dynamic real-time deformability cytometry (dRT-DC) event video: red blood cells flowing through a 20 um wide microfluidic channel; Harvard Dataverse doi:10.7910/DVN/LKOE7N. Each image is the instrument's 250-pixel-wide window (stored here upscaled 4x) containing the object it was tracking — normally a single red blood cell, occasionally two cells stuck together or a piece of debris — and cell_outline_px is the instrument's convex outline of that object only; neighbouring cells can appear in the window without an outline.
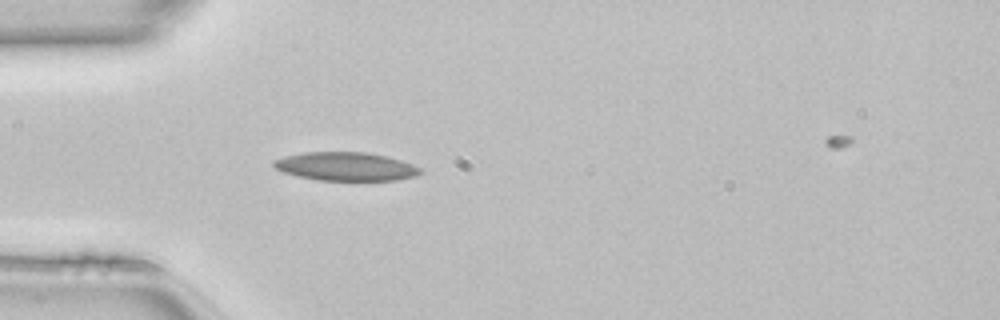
{"species": "common noctule bat (a hibernating species)", "species_latin": "Nyctalus noctula", "temperature_condition": "room temperature", "stored_images_in_passage": 35, "camera_frame_rate_fps": 3000, "um_per_image_px": 0.085, "animal": {"sex": "female", "body_mass_g": 22.7, "forearm_length_mm": 54.2}, "frame": {"image": 1, "passage_image": 1, "time_ms": 0.0, "image_size_px": [1000, 320], "cell_outline_px": [[424, 172], [416, 176], [396, 180], [316, 180], [296, 176], [284, 172], [276, 168], [272, 164], [272, 160], [284, 156], [304, 152], [368, 152], [400, 160], [412, 164], [420, 168]], "centroid_in_image_um": [29.37, 14.15], "position_along_channel_um": 55.6, "area_um2": 24.39}}
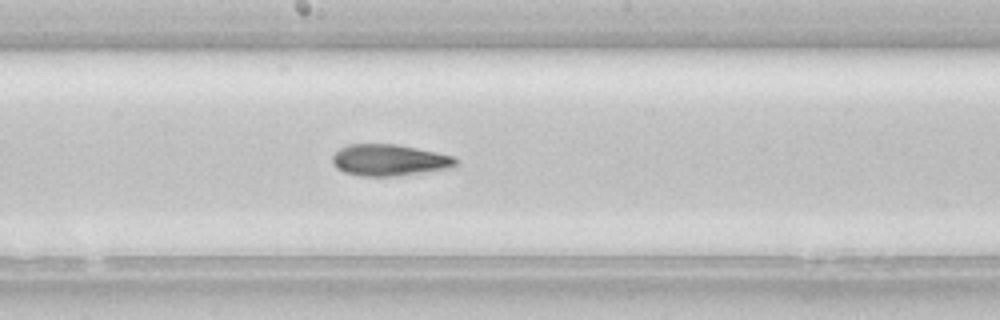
{"frame": {"image": 2, "passage_image": 13, "time_ms": 4.0, "image_size_px": [1000, 320], "cell_outline_px": [[456, 164], [452, 168], [396, 176], [360, 176], [344, 172], [336, 168], [332, 164], [332, 156], [340, 148], [348, 144], [396, 144], [436, 152], [452, 156], [456, 160]], "centroid_in_image_um": [33.05, 13.61], "position_along_channel_um": 215.2, "area_um2": 22.6}}
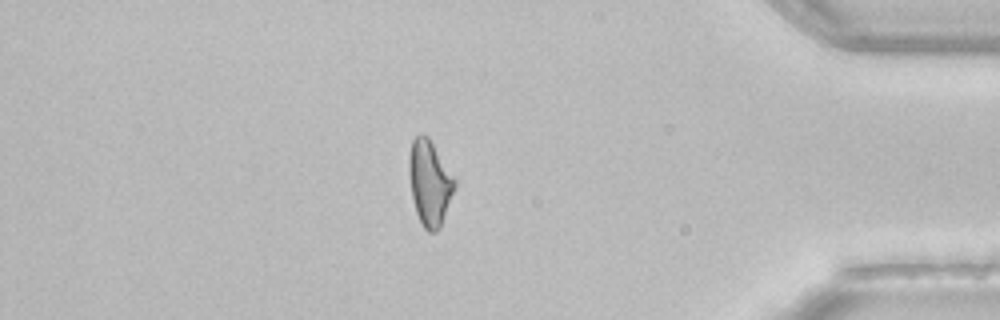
{"frame": {"image": 3, "passage_image": 29, "time_ms": 9.333, "image_size_px": [1000, 320], "cell_outline_px": [[456, 184], [440, 228], [436, 232], [428, 232], [424, 228], [416, 212], [412, 200], [408, 176], [408, 156], [412, 140], [420, 132], [424, 132], [428, 136], [456, 180]], "centroid_in_image_um": [36.49, 15.51], "position_along_channel_um": 398.7, "area_um2": 22.83}}